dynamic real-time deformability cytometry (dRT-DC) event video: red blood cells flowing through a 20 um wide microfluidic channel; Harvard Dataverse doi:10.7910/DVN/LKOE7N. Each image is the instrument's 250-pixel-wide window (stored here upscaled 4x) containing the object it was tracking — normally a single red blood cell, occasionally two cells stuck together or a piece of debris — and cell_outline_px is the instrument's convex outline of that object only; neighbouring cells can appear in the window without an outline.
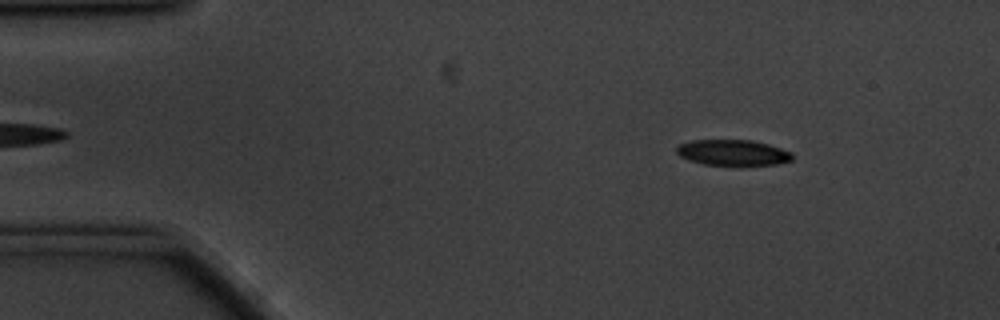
{"species": "common noctule bat (a hibernating species)", "species_latin": "Nyctalus noctula", "temperature_condition": "cold", "stored_images_in_passage": 58, "camera_frame_rate_fps": 3000, "um_per_image_px": 0.085, "animal": {"sex": "male", "body_mass_g": 20.1, "forearm_length_mm": 53.5}, "frame": {"image": 1, "passage_image": 8, "time_ms": 2.333, "image_size_px": [1000, 320], "cell_outline_px": [[792, 160], [776, 164], [740, 168], [704, 164], [688, 160], [680, 156], [676, 152], [676, 148], [680, 144], [692, 140], [752, 140], [768, 144], [792, 152]], "centroid_in_image_um": [62.31, 13.02], "position_along_channel_um": 22.7, "area_um2": 18.09}}
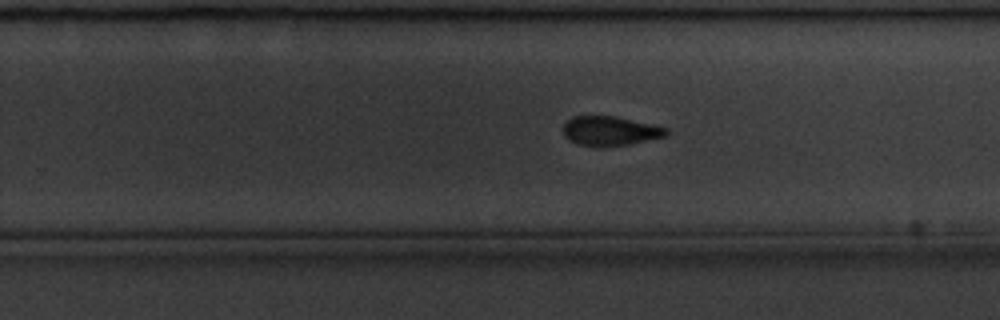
{"frame": {"image": 2, "passage_image": 36, "time_ms": 11.667, "image_size_px": [1000, 320], "cell_outline_px": [[668, 136], [628, 144], [580, 144], [564, 136], [564, 124], [572, 116], [616, 116], [668, 128]], "centroid_in_image_um": [51.91, 11.08], "position_along_channel_um": 277.9, "area_um2": 16.94}}
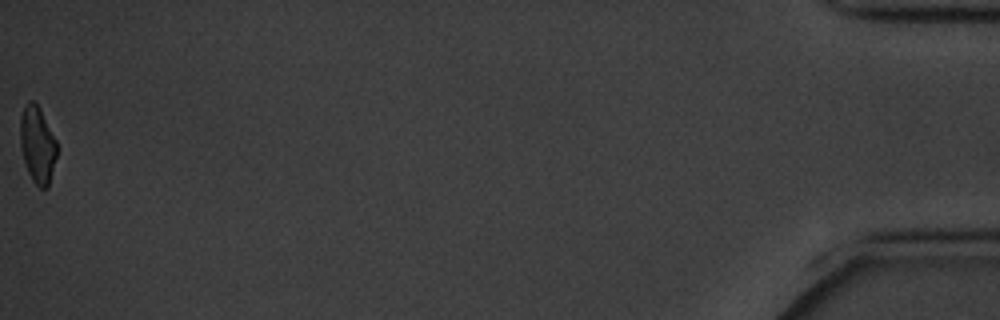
{"frame": {"image": 3, "passage_image": 58, "time_ms": 19.0, "image_size_px": [1000, 320], "cell_outline_px": [[56, 156], [48, 188], [40, 188], [32, 180], [24, 164], [20, 148], [20, 120], [24, 108], [28, 100], [32, 100], [40, 108], [56, 140]], "centroid_in_image_um": [3.16, 12.31], "position_along_channel_um": 432.0, "area_um2": 16.36}, "authors_computed_cell_mechanics": {"area_um2": 18.0914, "velocity_mm_per_s": 3.4662, "shape_relaxation_time_tau1_ms": 2.7294, "shape_relaxation_time_tau2_ms": 4.2513, "deformation_change_tau1": 0.1165, "deformation_change_tau2": 0.1044}}